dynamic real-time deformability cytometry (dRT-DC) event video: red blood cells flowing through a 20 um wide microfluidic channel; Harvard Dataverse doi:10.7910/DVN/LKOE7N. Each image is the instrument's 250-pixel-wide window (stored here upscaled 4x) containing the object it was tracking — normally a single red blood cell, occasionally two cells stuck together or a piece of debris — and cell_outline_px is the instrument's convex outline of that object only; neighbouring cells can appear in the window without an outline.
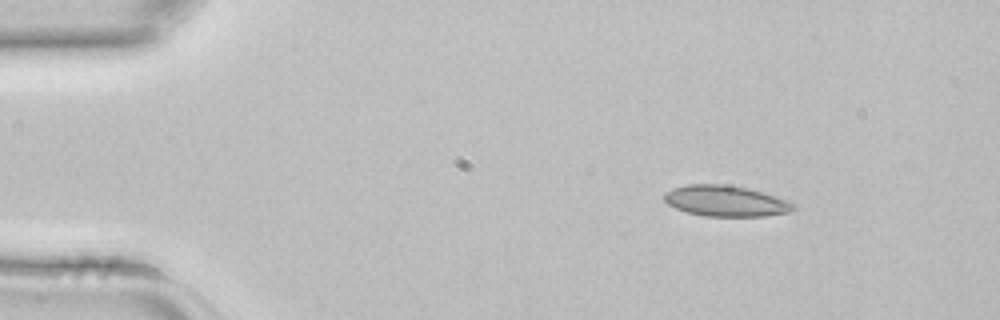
{"species": "common noctule bat (a hibernating species)", "species_latin": "Nyctalus noctula", "temperature_condition": "room temperature", "stored_images_in_passage": 4, "segment_of_instrument_passage": [1, 2], "camera_frame_rate_fps": 3000, "um_per_image_px": 0.085, "animal": {"sex": "female", "body_mass_g": 22.7, "forearm_length_mm": 54.2}, "frame": {"image": 1, "passage_image": 1, "time_ms": 0.0, "image_size_px": [1000, 320], "cell_outline_px": [[796, 208], [788, 212], [764, 216], [704, 216], [688, 212], [676, 208], [668, 204], [664, 200], [664, 192], [672, 188], [688, 184], [728, 184], [748, 188], [788, 200], [796, 204]], "centroid_in_image_um": [61.68, 17.07], "position_along_channel_um": 23.3, "area_um2": 23.29}}